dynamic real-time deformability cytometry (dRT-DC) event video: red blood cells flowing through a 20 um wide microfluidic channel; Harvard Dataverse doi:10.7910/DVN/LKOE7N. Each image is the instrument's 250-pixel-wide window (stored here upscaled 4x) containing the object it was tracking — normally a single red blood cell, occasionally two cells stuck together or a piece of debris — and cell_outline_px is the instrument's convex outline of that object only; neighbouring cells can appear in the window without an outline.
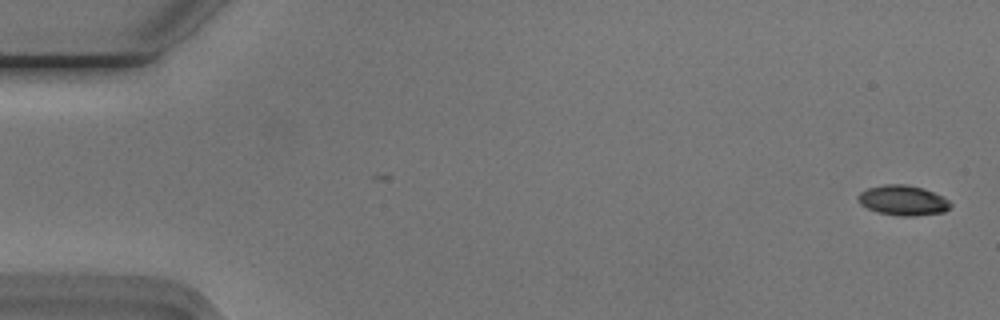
{"species": "Egyptian fruit bat (a non-hibernating species)", "species_latin": "Rousettus aegyptiacus", "temperature_condition": "cold", "stored_images_in_passage": 16, "camera_frame_rate_fps": 3000, "um_per_image_px": 0.085, "animal": {"sex": "male"}, "frame": {"image": 1, "passage_image": 2, "time_ms": 0.333, "image_size_px": [1000, 320], "cell_outline_px": [[952, 204], [944, 212], [904, 216], [880, 212], [868, 208], [860, 204], [856, 196], [860, 192], [868, 188], [884, 184], [908, 184], [924, 188], [948, 200]], "centroid_in_image_um": [76.72, 17.0], "position_along_channel_um": 8.3, "area_um2": 15.9}}
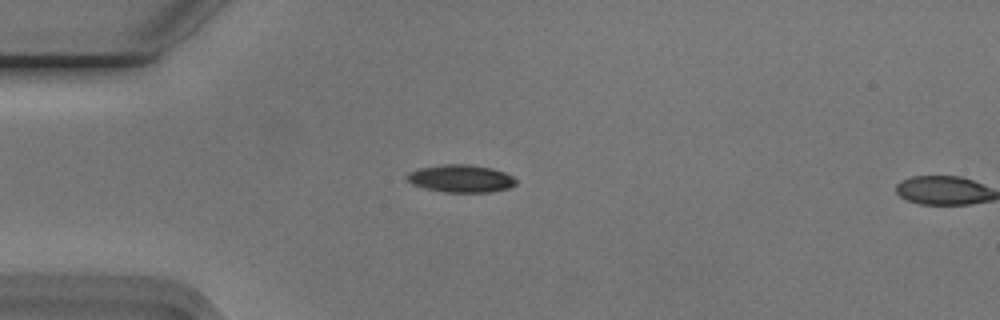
{"frame": {"image": 2, "passage_image": 15, "time_ms": 4.667, "image_size_px": [1000, 320], "cell_outline_px": [[516, 184], [508, 188], [492, 192], [444, 192], [412, 184], [404, 176], [408, 172], [416, 168], [440, 164], [468, 164], [492, 168], [504, 172], [512, 176], [516, 180]], "centroid_in_image_um": [39.15, 15.16], "position_along_channel_um": 45.9, "area_um2": 17.63}}